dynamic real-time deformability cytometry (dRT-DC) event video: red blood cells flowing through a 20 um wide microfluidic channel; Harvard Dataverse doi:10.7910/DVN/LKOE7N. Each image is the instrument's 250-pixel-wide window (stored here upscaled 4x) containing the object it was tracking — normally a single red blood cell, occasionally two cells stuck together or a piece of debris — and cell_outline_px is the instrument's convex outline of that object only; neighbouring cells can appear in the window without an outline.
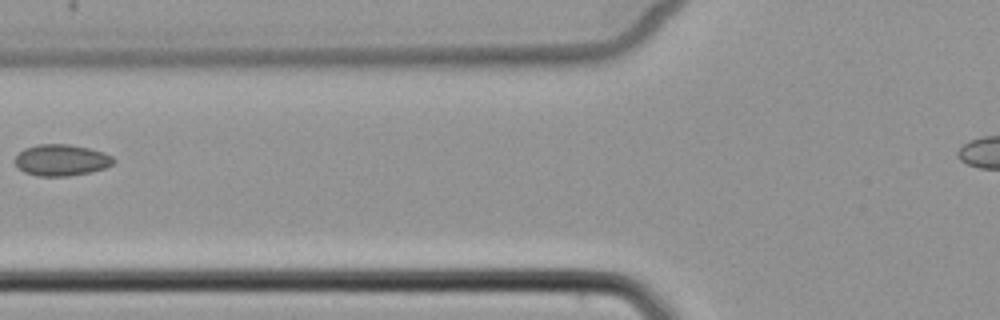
{"species": "common noctule bat (a hibernating species)", "species_latin": "Nyctalus noctula", "temperature_condition": "cold", "stored_images_in_passage": 4, "camera_frame_rate_fps": 3000, "um_per_image_px": 0.085, "animal": {"sex": "female", "body_mass_g": 22.7, "forearm_length_mm": 54.2}, "frame": {"image": 1, "passage_image": 4, "time_ms": 3.667, "image_size_px": [1000, 320], "cell_outline_px": [[116, 160], [112, 164], [104, 168], [92, 172], [68, 176], [36, 176], [24, 172], [16, 164], [16, 156], [24, 148], [36, 144], [68, 144], [88, 148], [104, 152], [112, 156]], "centroid_in_image_um": [5.23, 13.61], "position_along_channel_um": 120.6, "area_um2": 18.03}}